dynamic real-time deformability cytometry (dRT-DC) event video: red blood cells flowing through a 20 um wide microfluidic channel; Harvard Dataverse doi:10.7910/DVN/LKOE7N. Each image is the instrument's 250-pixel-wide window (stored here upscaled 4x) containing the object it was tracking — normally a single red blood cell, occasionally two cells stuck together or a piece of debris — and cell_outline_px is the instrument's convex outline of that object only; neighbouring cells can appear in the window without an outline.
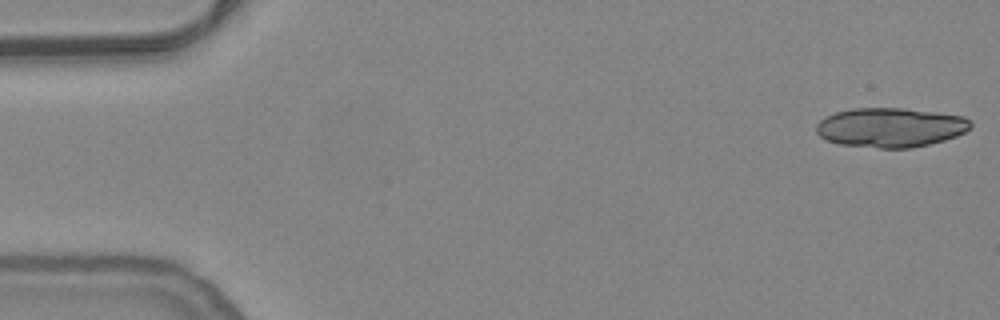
{"species": "common noctule bat (a hibernating species)", "species_latin": "Nyctalus noctula", "temperature_condition": "warm", "stored_images_in_passage": 54, "camera_frame_rate_fps": 3000, "um_per_image_px": 0.085, "animal": {"sex": "female", "body_mass_g": 24.6, "forearm_length_mm": 56.2}, "frame": {"image": 1, "passage_image": 1, "time_ms": 0.0, "image_size_px": [1000, 320], "cell_outline_px": [[972, 128], [956, 136], [944, 140], [912, 148], [880, 148], [840, 144], [828, 140], [820, 136], [816, 132], [816, 124], [824, 116], [836, 112], [852, 108], [904, 108], [936, 112], [964, 116], [972, 120]], "centroid_in_image_um": [75.71, 10.82], "position_along_channel_um": 9.3, "area_um2": 35.66}}
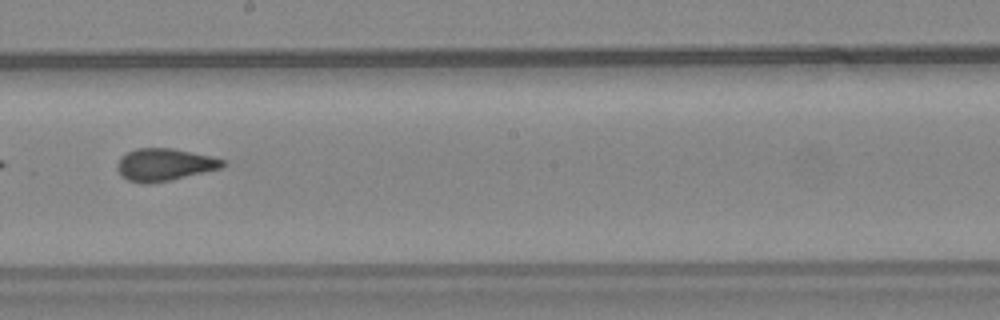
{"frame": {"image": 2, "passage_image": 30, "time_ms": 9.667, "image_size_px": [1000, 320], "cell_outline_px": [[228, 164], [220, 168], [204, 172], [168, 180], [148, 184], [144, 184], [128, 180], [116, 168], [116, 164], [120, 156], [136, 148], [172, 148], [228, 160]], "centroid_in_image_um": [13.98, 13.98], "position_along_channel_um": 234.2, "area_um2": 19.77}}
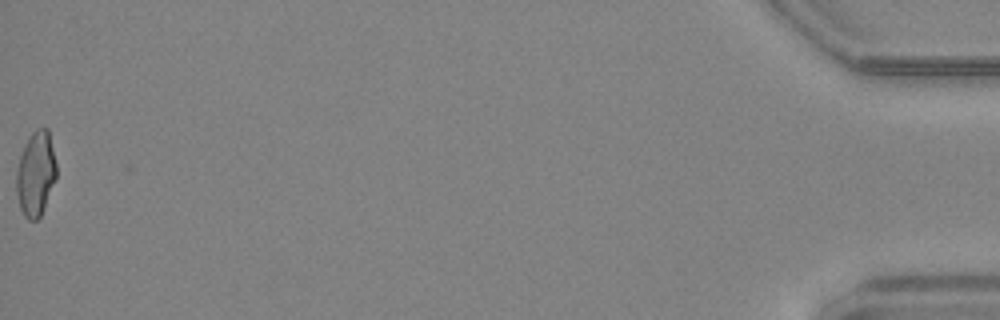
{"frame": {"image": 3, "passage_image": 54, "time_ms": 17.667, "image_size_px": [1000, 320], "cell_outline_px": [[56, 176], [40, 216], [36, 220], [28, 220], [24, 216], [20, 208], [16, 192], [16, 172], [20, 156], [32, 132], [36, 128], [48, 128], [56, 164]], "centroid_in_image_um": [3.02, 14.77], "position_along_channel_um": 432.2, "area_um2": 19.36}, "authors_computed_cell_mechanics": {"area_um2": 19.9988, "velocity_mm_per_s": 3.8135, "shape_relaxation_time_tau1_ms": null, "shape_relaxation_time_tau2_ms": 1.1462, "deformation_change_tau1": null, "deformation_change_tau2": 0.0746}}